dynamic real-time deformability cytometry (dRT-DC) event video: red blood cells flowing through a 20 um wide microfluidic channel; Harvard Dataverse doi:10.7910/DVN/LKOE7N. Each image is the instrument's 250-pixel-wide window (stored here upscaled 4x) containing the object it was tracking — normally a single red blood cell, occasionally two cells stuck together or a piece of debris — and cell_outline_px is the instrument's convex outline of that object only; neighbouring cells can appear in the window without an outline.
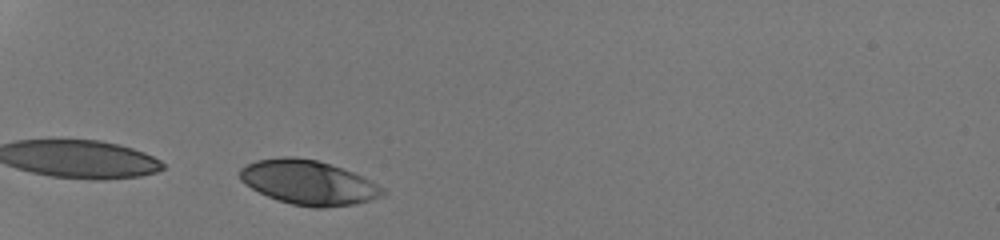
{"species": "human", "species_latin": "Homo sapiens", "temperature_condition": "room temperature", "stored_images_in_passage": 28, "camera_frame_rate_fps": 3000, "um_per_image_px": 0.085, "donor": {"sex": "male"}, "frame": {"image": 1, "passage_image": 1, "time_ms": 0.0, "image_size_px": [1000, 240], "cell_outline_px": [[388, 192], [384, 196], [356, 204], [324, 208], [312, 208], [292, 204], [268, 196], [244, 184], [240, 180], [240, 168], [256, 160], [280, 156], [292, 156], [316, 160], [352, 172], [372, 180], [384, 188]], "centroid_in_image_um": [26.25, 15.52], "position_along_channel_um": 58.7, "area_um2": 37.05}}
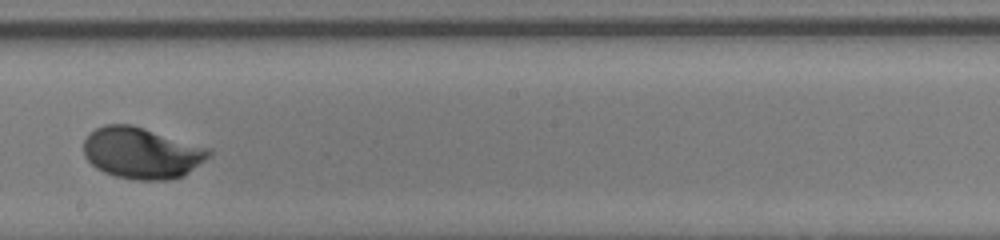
{"frame": {"image": 2, "passage_image": 16, "time_ms": 5.0, "image_size_px": [1000, 240], "cell_outline_px": [[212, 156], [184, 176], [168, 180], [136, 180], [116, 176], [104, 172], [96, 168], [84, 156], [84, 140], [88, 132], [104, 124], [132, 124], [212, 148]], "centroid_in_image_um": [12.08, 12.99], "position_along_channel_um": 236.1, "area_um2": 38.03}}
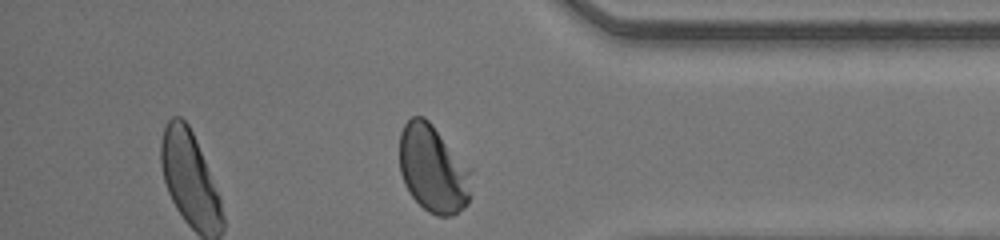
{"frame": {"image": 3, "passage_image": 28, "time_ms": 9.0, "image_size_px": [1000, 240], "cell_outline_px": [[472, 168], [468, 204], [464, 208], [452, 216], [436, 216], [428, 212], [412, 196], [404, 184], [400, 172], [400, 132], [404, 124], [412, 116], [424, 116], [432, 124]], "centroid_in_image_um": [36.82, 14.35], "position_along_channel_um": 398.4, "area_um2": 36.93}, "authors_computed_cell_mechanics": {"area_um2": 36.7897, "velocity_mm_per_s": 4.2136, "shape_relaxation_time_tau1_ms": 1.9876, "shape_relaxation_time_tau2_ms": null, "deformation_change_tau1": 0.154, "deformation_change_tau2": null}}